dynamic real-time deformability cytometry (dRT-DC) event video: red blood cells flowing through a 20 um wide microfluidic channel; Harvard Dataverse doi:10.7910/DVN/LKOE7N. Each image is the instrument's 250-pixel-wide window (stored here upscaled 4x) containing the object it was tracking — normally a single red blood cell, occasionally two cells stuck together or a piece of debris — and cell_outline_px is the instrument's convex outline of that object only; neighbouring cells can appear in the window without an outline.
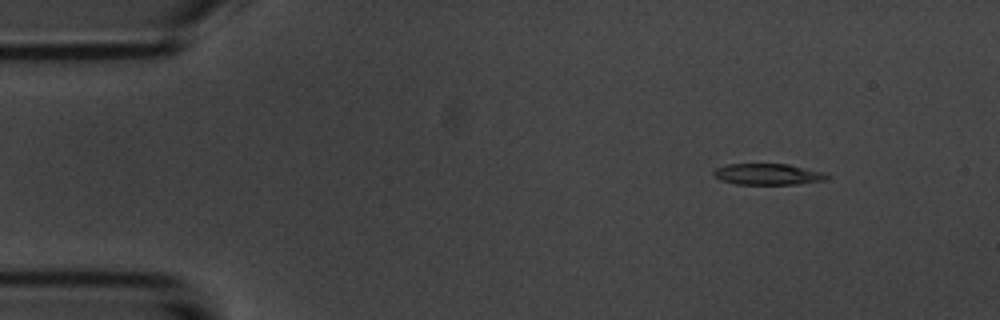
{"species": "common noctule bat (a hibernating species)", "species_latin": "Nyctalus noctula", "temperature_condition": "room temperature", "stored_images_in_passage": 4, "camera_frame_rate_fps": 3000, "um_per_image_px": 0.085, "animal": {"sex": "male", "body_mass_g": 20.1, "forearm_length_mm": 53.5}, "frame": {"image": 1, "passage_image": 1, "time_ms": 0.0, "image_size_px": [1000, 320], "cell_outline_px": [[828, 180], [796, 184], [736, 184], [720, 180], [712, 172], [716, 168], [728, 164], [788, 164], [824, 172], [828, 176]], "centroid_in_image_um": [65.28, 14.81], "position_along_channel_um": 19.7, "area_um2": 13.93}}
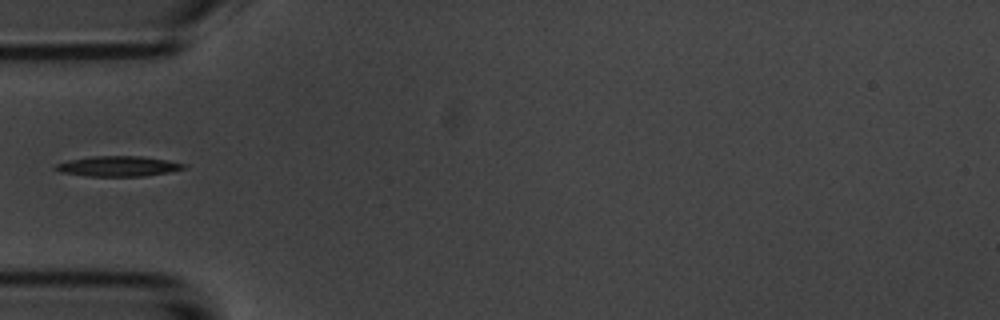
{"frame": {"image": 2, "passage_image": 4, "time_ms": 3.667, "image_size_px": [1000, 320], "cell_outline_px": [[188, 168], [168, 172], [144, 176], [88, 176], [60, 172], [52, 168], [56, 164], [68, 160], [92, 156], [140, 156], [168, 160], [188, 164]], "centroid_in_image_um": [10.06, 14.12], "position_along_channel_um": 74.9, "area_um2": 15.26}}